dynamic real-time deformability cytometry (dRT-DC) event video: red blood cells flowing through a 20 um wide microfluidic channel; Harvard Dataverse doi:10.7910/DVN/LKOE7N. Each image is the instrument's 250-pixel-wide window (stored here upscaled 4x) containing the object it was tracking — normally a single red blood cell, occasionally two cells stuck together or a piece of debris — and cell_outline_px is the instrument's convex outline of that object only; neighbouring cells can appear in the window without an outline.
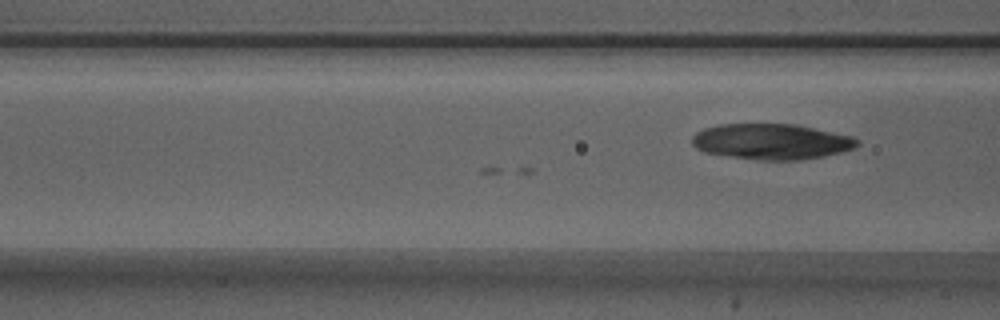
{"species": "Egyptian fruit bat (a non-hibernating species)", "species_latin": "Rousettus aegyptiacus", "temperature_condition": "warm", "stored_images_in_passage": 21, "camera_frame_rate_fps": 3000, "um_per_image_px": 0.085, "animal": {"sex": "male"}, "frame": {"image": 1, "passage_image": 21, "time_ms": 6.667, "image_size_px": [1000, 320], "cell_outline_px": [[860, 144], [852, 148], [840, 152], [824, 156], [800, 160], [756, 160], [704, 152], [696, 148], [692, 144], [692, 136], [696, 132], [704, 128], [720, 124], [796, 124], [852, 136], [860, 140]], "centroid_in_image_um": [65.57, 12.03], "position_along_channel_um": 101.0, "area_um2": 34.39}}